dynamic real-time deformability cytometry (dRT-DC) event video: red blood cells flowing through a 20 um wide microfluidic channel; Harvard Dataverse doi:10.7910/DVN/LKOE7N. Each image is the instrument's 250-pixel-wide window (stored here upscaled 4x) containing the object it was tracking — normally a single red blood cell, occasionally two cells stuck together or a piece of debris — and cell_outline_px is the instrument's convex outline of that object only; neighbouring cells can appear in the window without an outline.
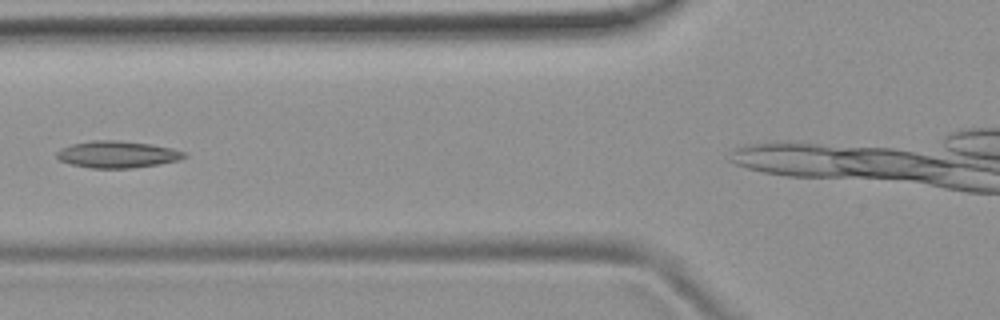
{"species": "common noctule bat (a hibernating species)", "species_latin": "Nyctalus noctula", "temperature_condition": "room temperature", "stored_images_in_passage": 5, "camera_frame_rate_fps": 3000, "um_per_image_px": 0.085, "animal": {"sex": "female", "body_mass_g": 19.9}, "frame": {"image": 1, "passage_image": 3, "time_ms": 0.667, "image_size_px": [1000, 320], "cell_outline_px": [[188, 156], [180, 160], [132, 168], [92, 168], [72, 164], [60, 160], [56, 156], [56, 152], [60, 148], [72, 144], [92, 140], [116, 140], [152, 144], [172, 148], [188, 152]], "centroid_in_image_um": [10.01, 13.11], "position_along_channel_um": 115.8, "area_um2": 20.0}}